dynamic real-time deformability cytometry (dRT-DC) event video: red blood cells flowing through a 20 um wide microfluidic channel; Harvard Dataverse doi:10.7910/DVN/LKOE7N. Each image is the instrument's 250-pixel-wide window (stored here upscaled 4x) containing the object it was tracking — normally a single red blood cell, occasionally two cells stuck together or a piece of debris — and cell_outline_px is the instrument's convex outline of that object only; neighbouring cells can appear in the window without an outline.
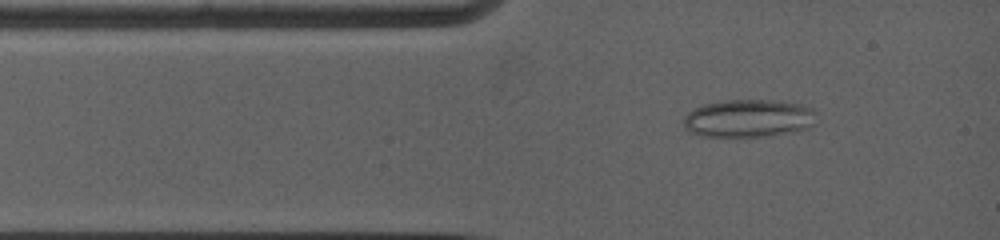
{"species": "common noctule bat (a hibernating species)", "species_latin": "Nyctalus noctula", "temperature_condition": "warm", "stored_images_in_passage": 77, "camera_frame_rate_fps": 5000, "um_per_image_px": 0.085, "animal": {"sex": "female", "body_mass_g": 19.0, "forearm_length_mm": 53.3}, "frame": {"image": 1, "passage_image": 7, "time_ms": 1.2, "image_size_px": [1000, 240], "cell_outline_px": [[816, 112], [800, 128], [768, 136], [700, 136], [692, 132], [684, 124], [684, 116], [688, 112], [696, 108], [708, 104], [732, 100], [760, 100], [796, 104], [812, 108]], "centroid_in_image_um": [63.48, 10.06], "position_along_channel_um": 21.5, "area_um2": 27.63}}
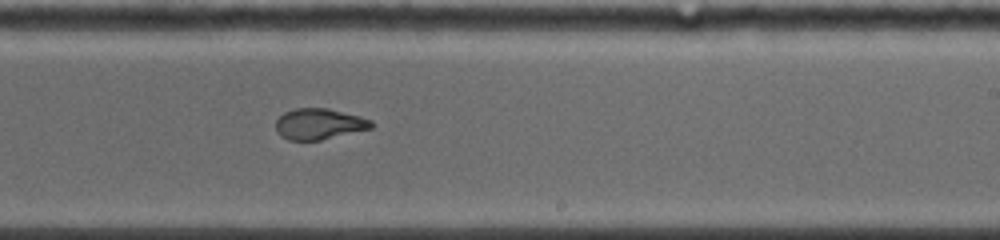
{"frame": {"image": 2, "passage_image": 40, "time_ms": 7.8, "image_size_px": [1000, 240], "cell_outline_px": [[372, 128], [320, 140], [288, 140], [280, 136], [276, 132], [276, 120], [284, 112], [296, 108], [328, 108], [360, 116], [372, 120]], "centroid_in_image_um": [27.1, 10.53], "position_along_channel_um": 261.9, "area_um2": 17.22}}
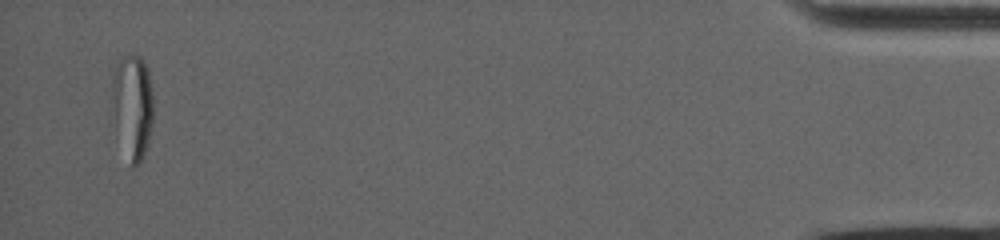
{"frame": {"image": 3, "passage_image": 77, "time_ms": 15.2, "image_size_px": [1000, 240], "cell_outline_px": [[152, 124], [148, 140], [140, 164], [136, 168], [132, 168], [116, 132], [112, 92], [112, 76], [116, 64], [124, 56], [140, 56], [148, 68], [152, 92]], "centroid_in_image_um": [11.27, 9.04], "position_along_channel_um": 423.9, "area_um2": 24.97}, "authors_computed_cell_mechanics": {"area_um2": 19.7676, "velocity_mm_per_s": 3.8753, "shape_relaxation_time_tau1_ms": null, "shape_relaxation_time_tau2_ms": 1.2474, "deformation_change_tau1": null, "deformation_change_tau2": 0.0656}}